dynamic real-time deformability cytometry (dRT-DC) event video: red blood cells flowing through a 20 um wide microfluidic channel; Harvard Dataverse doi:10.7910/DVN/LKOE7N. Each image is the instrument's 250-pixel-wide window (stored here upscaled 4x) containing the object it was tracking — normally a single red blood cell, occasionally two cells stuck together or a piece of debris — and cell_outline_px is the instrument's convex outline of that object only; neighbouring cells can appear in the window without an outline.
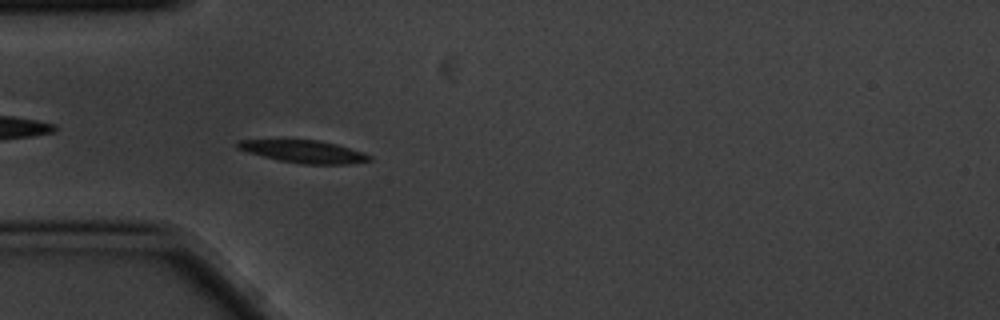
{"species": "common noctule bat (a hibernating species)", "species_latin": "Nyctalus noctula", "temperature_condition": "cold", "stored_images_in_passage": 5, "camera_frame_rate_fps": 3000, "um_per_image_px": 0.085, "animal": {"sex": "male", "body_mass_g": 20.1, "forearm_length_mm": 53.5}, "frame": {"image": 1, "passage_image": 5, "time_ms": 1.333, "image_size_px": [1000, 320], "cell_outline_px": [[372, 160], [348, 164], [300, 164], [276, 160], [248, 152], [236, 148], [236, 140], [316, 140], [336, 144], [364, 152], [372, 156]], "centroid_in_image_um": [25.82, 12.89], "position_along_channel_um": 59.2, "area_um2": 17.34}}